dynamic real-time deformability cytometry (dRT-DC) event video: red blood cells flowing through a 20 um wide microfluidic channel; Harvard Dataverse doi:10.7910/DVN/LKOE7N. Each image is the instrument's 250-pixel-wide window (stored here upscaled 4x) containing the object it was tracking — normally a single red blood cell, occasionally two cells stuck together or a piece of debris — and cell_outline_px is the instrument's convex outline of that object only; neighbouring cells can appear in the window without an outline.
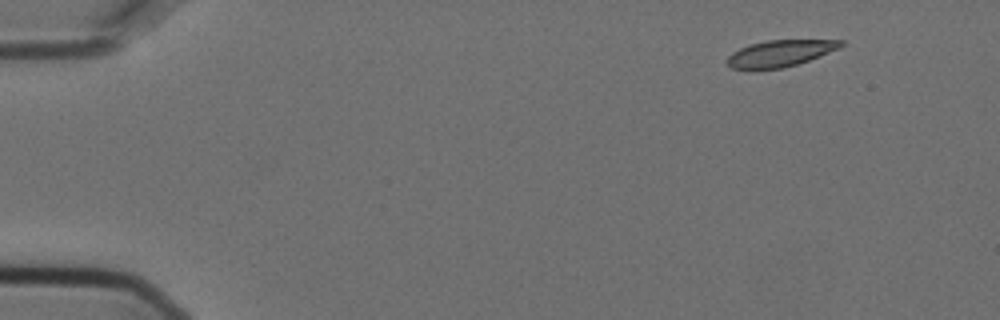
{"species": "Egyptian fruit bat (a non-hibernating species)", "species_latin": "Rousettus aegyptiacus", "temperature_condition": "cold", "stored_images_in_passage": 3, "camera_frame_rate_fps": 3000, "um_per_image_px": 0.085, "animal": {"sex": "female"}, "frame": {"image": 1, "passage_image": 1, "time_ms": 0.0, "image_size_px": [1000, 320], "cell_outline_px": [[844, 44], [840, 48], [808, 60], [796, 64], [780, 68], [732, 68], [728, 64], [728, 56], [732, 52], [740, 48], [752, 44], [768, 40], [844, 40]], "centroid_in_image_um": [66.35, 4.51], "position_along_channel_um": 18.7, "area_um2": 17.05}}
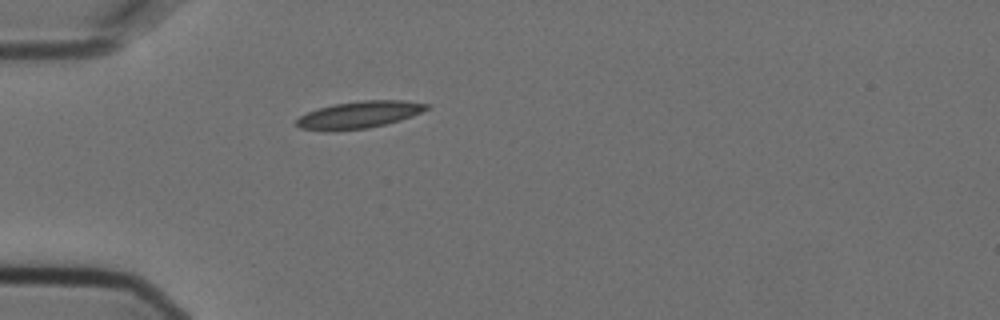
{"frame": {"image": 2, "passage_image": 3, "time_ms": 0.667, "image_size_px": [1000, 320], "cell_outline_px": [[432, 108], [412, 116], [400, 120], [368, 128], [324, 132], [300, 128], [296, 124], [296, 120], [300, 116], [308, 112], [320, 108], [336, 104], [364, 100], [404, 100], [432, 104]], "centroid_in_image_um": [30.57, 9.76], "position_along_channel_um": 54.4, "area_um2": 20.63}}